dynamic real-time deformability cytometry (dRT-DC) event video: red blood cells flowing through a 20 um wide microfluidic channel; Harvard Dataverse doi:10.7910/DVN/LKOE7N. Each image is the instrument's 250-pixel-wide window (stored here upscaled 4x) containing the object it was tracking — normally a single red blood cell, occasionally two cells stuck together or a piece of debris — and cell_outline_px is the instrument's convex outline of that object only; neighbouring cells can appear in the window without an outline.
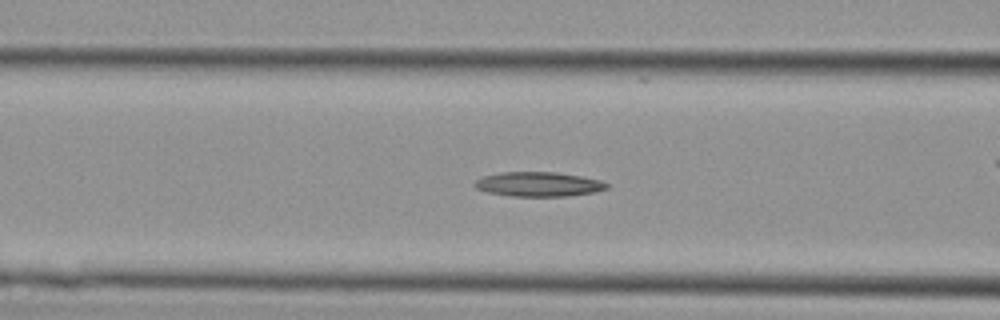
{"species": "Egyptian fruit bat (a non-hibernating species)", "species_latin": "Rousettus aegyptiacus", "temperature_condition": "cold", "stored_images_in_passage": 36, "camera_frame_rate_fps": 3000, "um_per_image_px": 0.085, "animal": {"sex": "female"}, "frame": {"image": 1, "passage_image": 16, "time_ms": 5.0, "image_size_px": [1000, 320], "cell_outline_px": [[608, 188], [592, 192], [568, 196], [512, 196], [488, 192], [476, 188], [472, 184], [476, 180], [484, 176], [500, 172], [556, 172], [580, 176], [600, 180], [608, 184]], "centroid_in_image_um": [45.75, 15.65], "position_along_channel_um": 120.9, "area_um2": 18.73}}
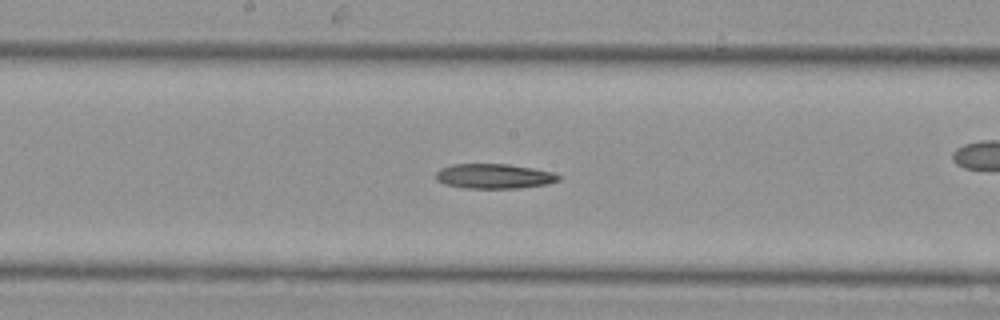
{"frame": {"image": 2, "passage_image": 21, "time_ms": 6.667, "image_size_px": [1000, 320], "cell_outline_px": [[560, 180], [548, 184], [520, 188], [464, 188], [444, 184], [436, 180], [436, 172], [440, 168], [452, 164], [508, 164], [532, 168], [552, 172], [560, 176]], "centroid_in_image_um": [41.98, 14.98], "position_along_channel_um": 206.2, "area_um2": 17.8}}
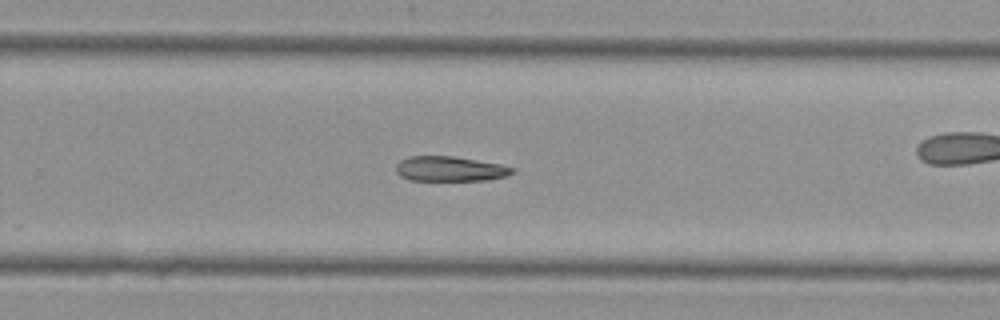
{"frame": {"image": 3, "passage_image": 26, "time_ms": 8.333, "image_size_px": [1000, 320], "cell_outline_px": [[516, 172], [508, 176], [484, 180], [408, 180], [400, 176], [396, 172], [396, 164], [400, 160], [408, 156], [452, 156], [500, 164], [512, 168]], "centroid_in_image_um": [38.21, 14.35], "position_along_channel_um": 291.6, "area_um2": 16.88}}